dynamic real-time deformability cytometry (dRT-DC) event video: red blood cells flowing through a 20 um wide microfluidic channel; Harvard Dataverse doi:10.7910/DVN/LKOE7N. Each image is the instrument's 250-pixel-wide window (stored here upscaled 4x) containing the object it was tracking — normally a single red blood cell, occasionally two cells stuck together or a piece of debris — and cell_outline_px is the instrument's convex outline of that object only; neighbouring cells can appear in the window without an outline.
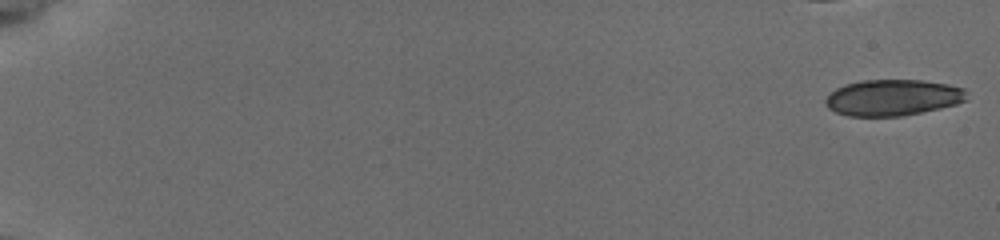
{"species": "common noctule bat (a hibernating species)", "species_latin": "Nyctalus noctula", "temperature_condition": "cold", "stored_images_in_passage": 48, "camera_frame_rate_fps": 3000, "um_per_image_px": 0.085, "animal": {"sex": "female", "body_mass_g": 19.5, "forearm_length_mm": 54.1}, "frame": {"image": 1, "passage_image": 1, "time_ms": 0.0, "image_size_px": [1000, 240], "cell_outline_px": [[968, 100], [956, 104], [940, 108], [900, 116], [848, 116], [836, 112], [828, 108], [824, 104], [824, 100], [836, 88], [844, 84], [860, 80], [924, 80], [948, 84], [964, 88]], "centroid_in_image_um": [75.88, 8.29], "position_along_channel_um": 9.1, "area_um2": 29.88}}
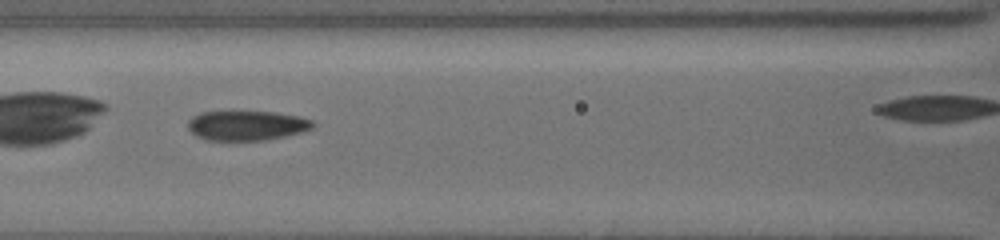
{"frame": {"image": 2, "passage_image": 28, "time_ms": 9.0, "image_size_px": [1000, 240], "cell_outline_px": [[316, 124], [312, 128], [300, 132], [268, 140], [204, 140], [196, 136], [188, 128], [188, 120], [192, 116], [200, 112], [276, 112], [296, 116], [312, 120]], "centroid_in_image_um": [20.94, 10.67], "position_along_channel_um": 145.7, "area_um2": 21.56}}
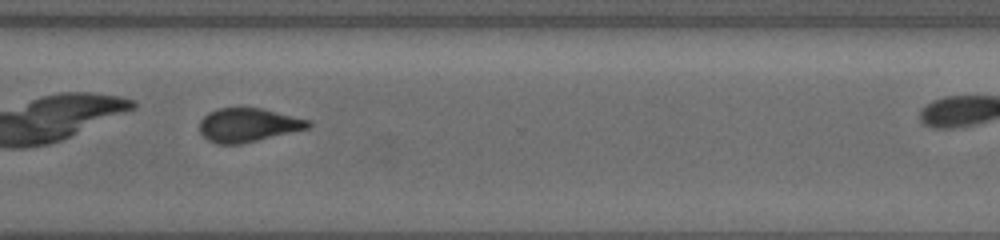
{"frame": {"image": 3, "passage_image": 44, "time_ms": 14.333, "image_size_px": [1000, 240], "cell_outline_px": [[312, 124], [308, 128], [240, 144], [216, 144], [208, 140], [200, 132], [200, 120], [208, 112], [220, 108], [264, 108], [312, 120]], "centroid_in_image_um": [21.1, 10.61], "position_along_channel_um": 349.5, "area_um2": 21.39}}